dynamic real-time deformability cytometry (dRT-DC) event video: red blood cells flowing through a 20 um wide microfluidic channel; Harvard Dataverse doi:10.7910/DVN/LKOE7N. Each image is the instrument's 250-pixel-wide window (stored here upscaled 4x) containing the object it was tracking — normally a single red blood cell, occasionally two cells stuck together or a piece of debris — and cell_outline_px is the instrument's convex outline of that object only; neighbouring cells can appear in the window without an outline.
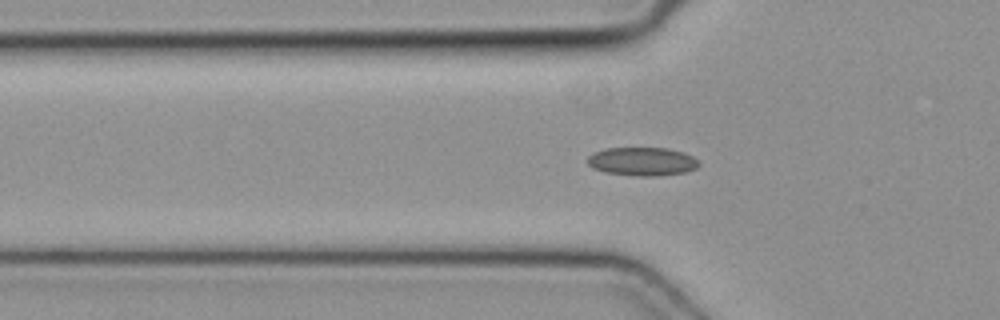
{"species": "common noctule bat (a hibernating species)", "species_latin": "Nyctalus noctula", "temperature_condition": "cold", "stored_images_in_passage": 48, "camera_frame_rate_fps": 3000, "um_per_image_px": 0.085, "animal": {"sex": "female", "body_mass_g": 19.3, "forearm_length_mm": 54.1}, "frame": {"image": 1, "passage_image": 16, "time_ms": 5.0, "image_size_px": [1000, 320], "cell_outline_px": [[700, 164], [696, 168], [684, 172], [656, 176], [636, 176], [604, 172], [592, 168], [588, 164], [588, 156], [592, 152], [608, 148], [668, 148], [684, 152], [692, 156]], "centroid_in_image_um": [54.56, 13.72], "position_along_channel_um": 71.2, "area_um2": 18.5}}
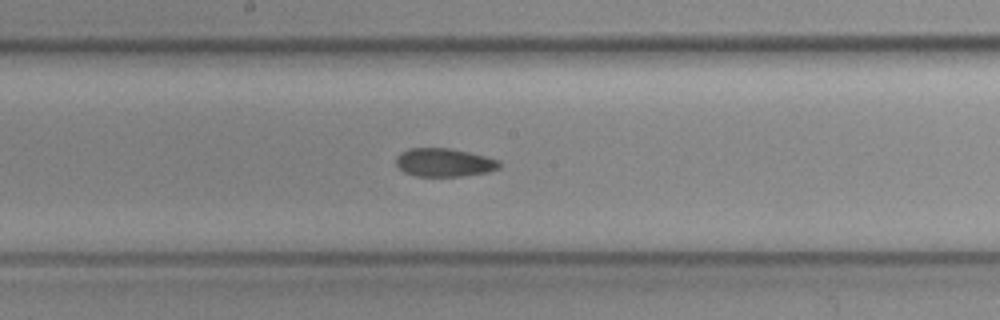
{"frame": {"image": 2, "passage_image": 26, "time_ms": 8.333, "image_size_px": [1000, 320], "cell_outline_px": [[500, 168], [488, 172], [464, 176], [416, 176], [404, 172], [396, 164], [396, 156], [400, 152], [408, 148], [448, 148], [468, 152], [500, 160]], "centroid_in_image_um": [37.75, 13.81], "position_along_channel_um": 210.5, "area_um2": 17.11}}
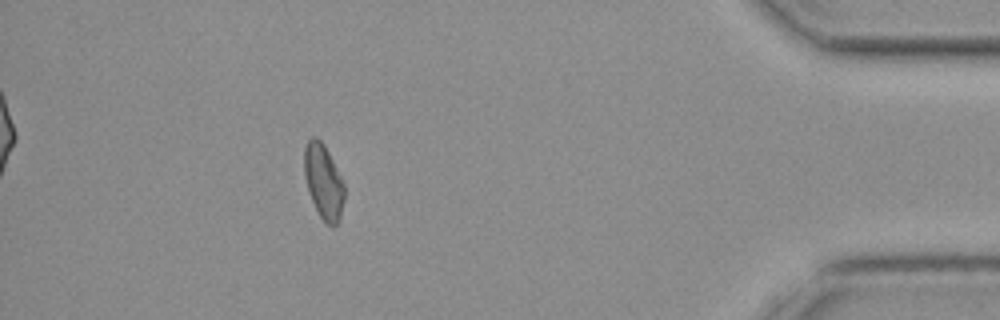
{"frame": {"image": 3, "passage_image": 44, "time_ms": 14.333, "image_size_px": [1000, 320], "cell_outline_px": [[344, 200], [340, 220], [332, 228], [320, 216], [312, 200], [308, 188], [304, 172], [304, 148], [308, 140], [312, 136], [316, 136], [324, 144], [344, 184]], "centroid_in_image_um": [27.5, 15.43], "position_along_channel_um": 407.7, "area_um2": 17.22}}